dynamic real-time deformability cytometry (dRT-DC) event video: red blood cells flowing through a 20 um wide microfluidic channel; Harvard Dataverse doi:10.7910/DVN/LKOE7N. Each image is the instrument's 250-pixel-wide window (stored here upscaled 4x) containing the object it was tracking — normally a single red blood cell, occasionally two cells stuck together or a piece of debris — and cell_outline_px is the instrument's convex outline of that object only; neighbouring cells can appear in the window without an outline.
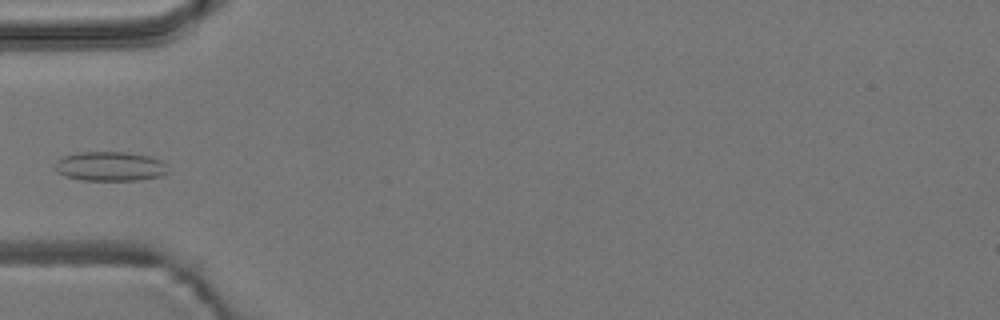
{"species": "common noctule bat (a hibernating species)", "species_latin": "Nyctalus noctula", "temperature_condition": "room temperature", "stored_images_in_passage": 3, "camera_frame_rate_fps": 3000, "um_per_image_px": 0.085, "animal": {"sex": "male", "body_mass_g": 19.2, "forearm_length_mm": 51.8}, "frame": {"image": 1, "passage_image": 3, "time_ms": 0.667, "image_size_px": [1000, 320], "cell_outline_px": [[172, 172], [160, 176], [140, 180], [84, 180], [64, 176], [56, 172], [52, 168], [52, 164], [56, 160], [64, 156], [76, 152], [128, 152], [148, 156], [160, 160], [168, 164]], "centroid_in_image_um": [9.35, 14.14], "position_along_channel_um": 75.6, "area_um2": 19.88}}